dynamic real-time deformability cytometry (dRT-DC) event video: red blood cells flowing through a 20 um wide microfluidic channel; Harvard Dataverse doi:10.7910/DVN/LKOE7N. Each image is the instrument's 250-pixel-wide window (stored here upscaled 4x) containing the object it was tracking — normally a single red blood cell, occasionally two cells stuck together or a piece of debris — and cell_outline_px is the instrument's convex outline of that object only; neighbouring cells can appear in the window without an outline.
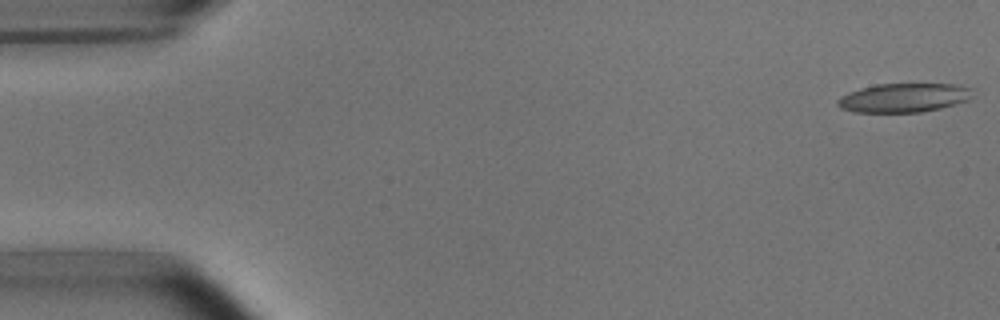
{"species": "common noctule bat (a hibernating species)", "species_latin": "Nyctalus noctula", "temperature_condition": "room temperature", "stored_images_in_passage": 5, "camera_frame_rate_fps": 3000, "um_per_image_px": 0.085, "animal": {"sex": "male", "body_mass_g": 15.6}, "frame": {"image": 1, "passage_image": 1, "time_ms": 0.0, "image_size_px": [1000, 320], "cell_outline_px": [[972, 96], [968, 100], [956, 104], [940, 108], [920, 112], [856, 112], [840, 108], [836, 104], [836, 100], [840, 96], [848, 92], [860, 88], [876, 84], [956, 84], [972, 88]], "centroid_in_image_um": [76.8, 8.3], "position_along_channel_um": 8.2, "area_um2": 22.89}}
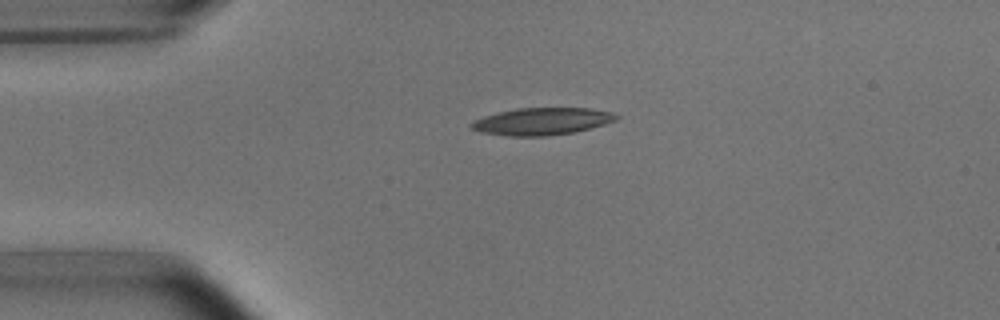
{"frame": {"image": 2, "passage_image": 4, "time_ms": 3.667, "image_size_px": [1000, 320], "cell_outline_px": [[620, 116], [616, 120], [604, 124], [572, 132], [548, 136], [508, 136], [480, 132], [472, 128], [468, 124], [484, 116], [516, 108], [588, 108], [612, 112]], "centroid_in_image_um": [46.05, 10.31], "position_along_channel_um": 38.9, "area_um2": 22.77}}